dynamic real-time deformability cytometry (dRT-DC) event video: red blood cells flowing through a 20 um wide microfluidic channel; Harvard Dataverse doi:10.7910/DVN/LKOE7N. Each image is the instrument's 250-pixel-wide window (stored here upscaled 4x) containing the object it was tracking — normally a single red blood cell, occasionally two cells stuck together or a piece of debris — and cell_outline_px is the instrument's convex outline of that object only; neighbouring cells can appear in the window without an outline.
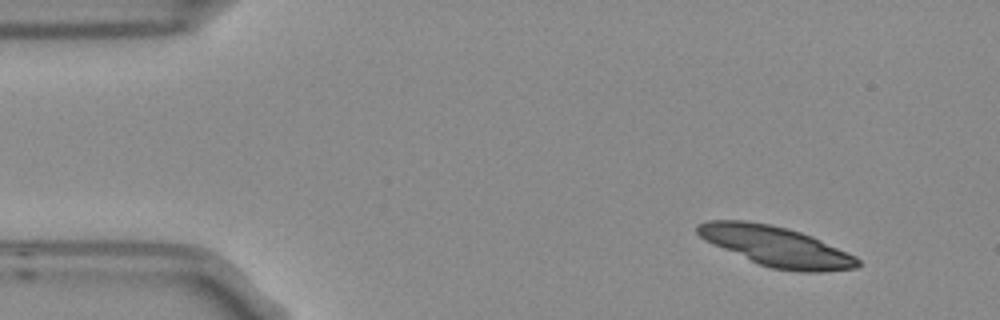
{"species": "Egyptian fruit bat (a non-hibernating species)", "species_latin": "Rousettus aegyptiacus", "temperature_condition": "room temperature", "stored_images_in_passage": 6, "camera_frame_rate_fps": 3000, "um_per_image_px": 0.085, "frame": {"image": 1, "passage_image": 1, "time_ms": 0.0, "image_size_px": [1000, 320], "cell_outline_px": [[860, 264], [856, 268], [820, 272], [796, 272], [772, 268], [760, 264], [712, 244], [704, 240], [696, 232], [696, 224], [708, 220], [744, 220], [768, 224], [788, 228], [812, 236], [856, 256], [860, 260]], "centroid_in_image_um": [65.97, 20.93], "position_along_channel_um": 19.0, "area_um2": 37.17}}